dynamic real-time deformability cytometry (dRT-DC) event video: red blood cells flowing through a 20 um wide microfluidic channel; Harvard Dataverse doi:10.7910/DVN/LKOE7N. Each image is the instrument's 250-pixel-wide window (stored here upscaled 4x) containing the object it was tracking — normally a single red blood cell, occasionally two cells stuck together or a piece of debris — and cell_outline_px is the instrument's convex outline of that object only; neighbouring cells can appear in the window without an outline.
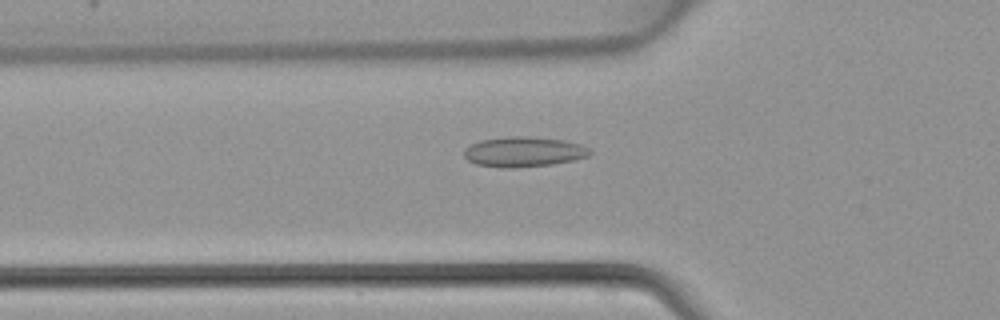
{"species": "common noctule bat (a hibernating species)", "species_latin": "Nyctalus noctula", "temperature_condition": "warm", "stored_images_in_passage": 44, "camera_frame_rate_fps": 3000, "um_per_image_px": 0.085, "animal": {"sex": "female", "body_mass_g": 22.7, "forearm_length_mm": 54.2}, "frame": {"image": 1, "passage_image": 15, "time_ms": 4.667, "image_size_px": [1000, 320], "cell_outline_px": [[592, 152], [588, 156], [572, 160], [552, 164], [508, 168], [504, 168], [476, 164], [468, 160], [464, 156], [464, 148], [480, 140], [508, 136], [528, 136], [564, 140], [580, 144], [592, 148]], "centroid_in_image_um": [44.52, 12.89], "position_along_channel_um": 81.3, "area_um2": 22.08}}
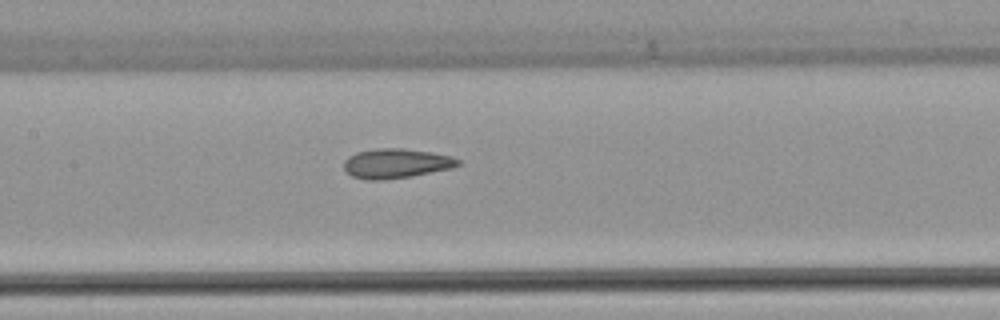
{"frame": {"image": 2, "passage_image": 21, "time_ms": 6.667, "image_size_px": [1000, 320], "cell_outline_px": [[460, 164], [452, 168], [412, 176], [384, 180], [364, 180], [352, 176], [344, 168], [344, 160], [348, 156], [356, 152], [376, 148], [400, 148], [432, 152], [452, 156], [460, 160]], "centroid_in_image_um": [33.66, 13.89], "position_along_channel_um": 173.7, "area_um2": 19.83}}
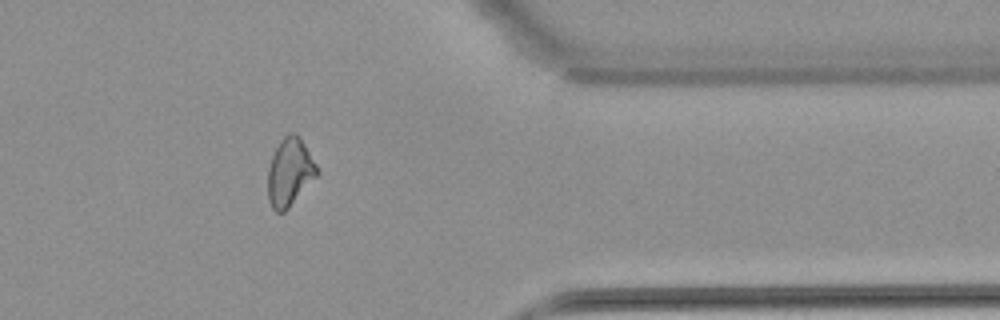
{"frame": {"image": 3, "passage_image": 36, "time_ms": 11.667, "image_size_px": [1000, 320], "cell_outline_px": [[320, 172], [288, 208], [284, 212], [276, 212], [272, 208], [268, 200], [268, 168], [272, 156], [280, 140], [288, 132], [292, 132], [300, 136], [316, 164]], "centroid_in_image_um": [24.62, 14.62], "position_along_channel_um": 386.8, "area_um2": 19.36}}